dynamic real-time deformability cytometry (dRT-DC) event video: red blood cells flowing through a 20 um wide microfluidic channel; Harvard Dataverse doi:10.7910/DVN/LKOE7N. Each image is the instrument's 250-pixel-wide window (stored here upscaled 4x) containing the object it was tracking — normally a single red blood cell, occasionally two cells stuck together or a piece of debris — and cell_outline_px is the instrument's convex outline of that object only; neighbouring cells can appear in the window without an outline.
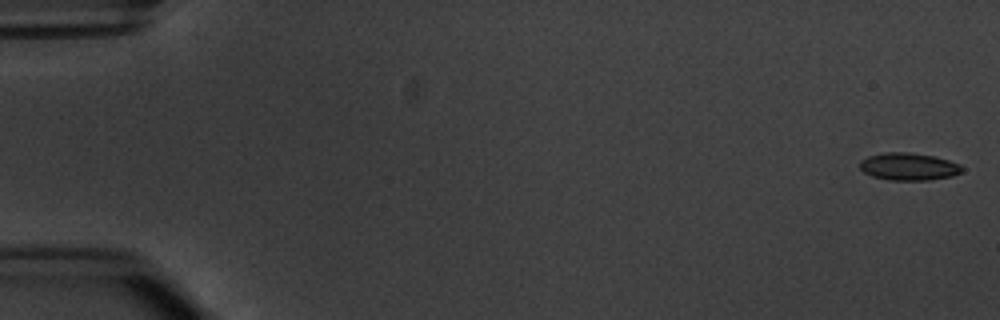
{"species": "common noctule bat (a hibernating species)", "species_latin": "Nyctalus noctula", "temperature_condition": "warm", "stored_images_in_passage": 53, "camera_frame_rate_fps": 3000, "um_per_image_px": 0.085, "animal": {"sex": "male", "body_mass_g": 20.1, "forearm_length_mm": 53.5}, "frame": {"image": 1, "passage_image": 1, "time_ms": 0.0, "image_size_px": [1000, 320], "cell_outline_px": [[964, 172], [952, 176], [928, 180], [888, 180], [872, 176], [864, 172], [860, 168], [860, 160], [868, 156], [884, 152], [912, 152], [936, 156], [960, 164], [964, 168]], "centroid_in_image_um": [77.26, 14.15], "position_along_channel_um": 7.7, "area_um2": 16.59}}
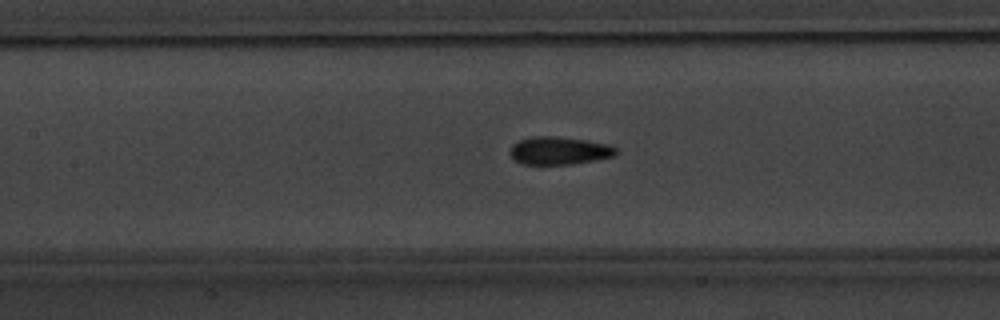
{"frame": {"image": 2, "passage_image": 25, "time_ms": 8.0, "image_size_px": [1000, 320], "cell_outline_px": [[616, 156], [596, 160], [572, 164], [524, 164], [516, 160], [512, 156], [512, 144], [520, 140], [532, 136], [556, 136], [584, 140], [608, 144], [616, 148]], "centroid_in_image_um": [47.57, 12.8], "position_along_channel_um": 159.8, "area_um2": 16.99}}
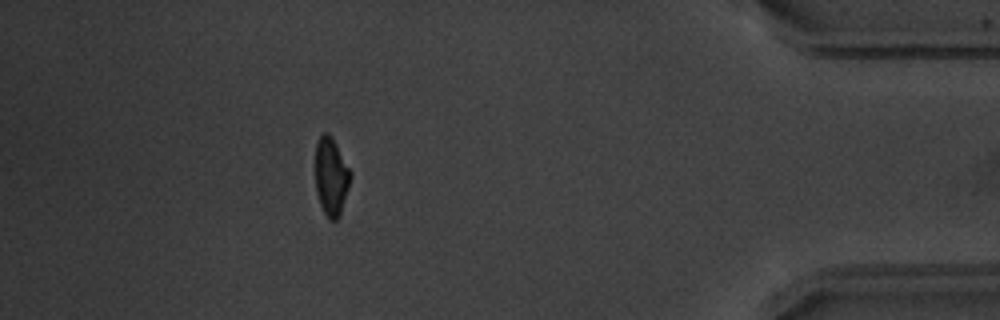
{"frame": {"image": 3, "passage_image": 48, "time_ms": 15.667, "image_size_px": [1000, 320], "cell_outline_px": [[352, 176], [340, 216], [336, 220], [328, 220], [320, 204], [316, 192], [316, 144], [320, 136], [324, 132], [328, 132], [332, 136], [352, 172]], "centroid_in_image_um": [28.17, 15.01], "position_along_channel_um": 407.0, "area_um2": 16.13}, "authors_computed_cell_mechanics": {"area_um2": 16.5886, "velocity_mm_per_s": 3.8251, "shape_relaxation_time_tau1_ms": 2.6674, "shape_relaxation_time_tau2_ms": 1.5233, "deformation_change_tau1": 0.1101, "deformation_change_tau2": 0.0702}}